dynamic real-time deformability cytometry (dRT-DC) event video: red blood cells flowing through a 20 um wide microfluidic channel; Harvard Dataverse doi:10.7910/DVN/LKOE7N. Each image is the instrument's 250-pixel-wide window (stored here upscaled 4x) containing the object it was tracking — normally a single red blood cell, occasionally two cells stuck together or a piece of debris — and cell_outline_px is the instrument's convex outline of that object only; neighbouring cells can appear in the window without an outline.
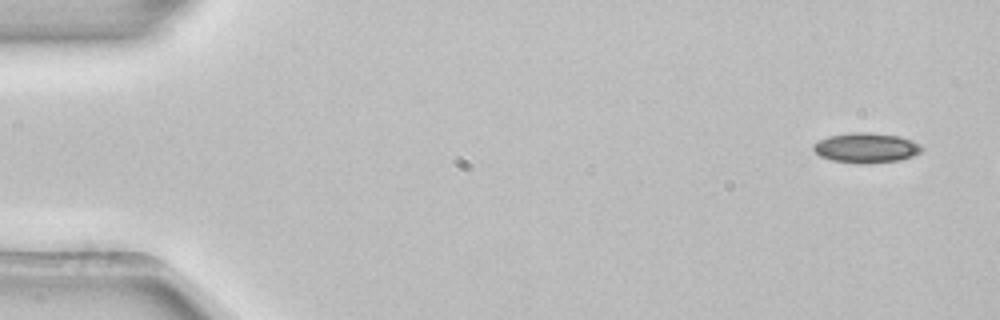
{"species": "common noctule bat (a hibernating species)", "species_latin": "Nyctalus noctula", "temperature_condition": "room temperature", "stored_images_in_passage": 3, "camera_frame_rate_fps": 3000, "um_per_image_px": 0.085, "animal": {"sex": "female", "body_mass_g": 22.7, "forearm_length_mm": 54.2}, "frame": {"image": 1, "passage_image": 1, "time_ms": 0.0, "image_size_px": [1000, 320], "cell_outline_px": [[924, 148], [920, 152], [912, 156], [896, 160], [868, 164], [860, 164], [832, 160], [820, 156], [812, 148], [812, 144], [828, 136], [848, 132], [868, 132], [900, 136], [912, 140], [920, 144]], "centroid_in_image_um": [73.61, 12.55], "position_along_channel_um": 11.4, "area_um2": 19.02}}